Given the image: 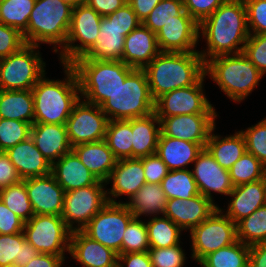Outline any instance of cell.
<instances>
[{
    "label": "cell",
    "instance_id": "4fadbf2b",
    "mask_svg": "<svg viewBox=\"0 0 266 267\" xmlns=\"http://www.w3.org/2000/svg\"><path fill=\"white\" fill-rule=\"evenodd\" d=\"M133 218L134 215L125 203L108 202L82 231L119 255L124 232Z\"/></svg>",
    "mask_w": 266,
    "mask_h": 267
},
{
    "label": "cell",
    "instance_id": "ac0fdd59",
    "mask_svg": "<svg viewBox=\"0 0 266 267\" xmlns=\"http://www.w3.org/2000/svg\"><path fill=\"white\" fill-rule=\"evenodd\" d=\"M193 163L194 168L191 172L201 195L212 202L215 201L213 193L229 196L234 188L229 170L221 167L205 148Z\"/></svg>",
    "mask_w": 266,
    "mask_h": 267
},
{
    "label": "cell",
    "instance_id": "7c38bea8",
    "mask_svg": "<svg viewBox=\"0 0 266 267\" xmlns=\"http://www.w3.org/2000/svg\"><path fill=\"white\" fill-rule=\"evenodd\" d=\"M23 232L39 253L65 256L69 252L72 231L61 216L34 214L24 223Z\"/></svg>",
    "mask_w": 266,
    "mask_h": 267
},
{
    "label": "cell",
    "instance_id": "9f6ffc18",
    "mask_svg": "<svg viewBox=\"0 0 266 267\" xmlns=\"http://www.w3.org/2000/svg\"><path fill=\"white\" fill-rule=\"evenodd\" d=\"M21 180L22 179L10 161L9 156L6 152L0 151V190L16 184Z\"/></svg>",
    "mask_w": 266,
    "mask_h": 267
},
{
    "label": "cell",
    "instance_id": "30bf717a",
    "mask_svg": "<svg viewBox=\"0 0 266 267\" xmlns=\"http://www.w3.org/2000/svg\"><path fill=\"white\" fill-rule=\"evenodd\" d=\"M191 258L200 262L208 254L237 241L236 224L218 207L207 219L190 231Z\"/></svg>",
    "mask_w": 266,
    "mask_h": 267
},
{
    "label": "cell",
    "instance_id": "be15d7a7",
    "mask_svg": "<svg viewBox=\"0 0 266 267\" xmlns=\"http://www.w3.org/2000/svg\"><path fill=\"white\" fill-rule=\"evenodd\" d=\"M61 1L70 5L72 8L76 7L79 4L85 3V0H61Z\"/></svg>",
    "mask_w": 266,
    "mask_h": 267
},
{
    "label": "cell",
    "instance_id": "f6af8a7d",
    "mask_svg": "<svg viewBox=\"0 0 266 267\" xmlns=\"http://www.w3.org/2000/svg\"><path fill=\"white\" fill-rule=\"evenodd\" d=\"M133 218L126 227L122 239L121 254L145 252L150 249L146 221Z\"/></svg>",
    "mask_w": 266,
    "mask_h": 267
},
{
    "label": "cell",
    "instance_id": "8992f818",
    "mask_svg": "<svg viewBox=\"0 0 266 267\" xmlns=\"http://www.w3.org/2000/svg\"><path fill=\"white\" fill-rule=\"evenodd\" d=\"M72 9L61 0H36L22 33L26 44H53L55 53L61 50L68 37Z\"/></svg>",
    "mask_w": 266,
    "mask_h": 267
},
{
    "label": "cell",
    "instance_id": "8fae6325",
    "mask_svg": "<svg viewBox=\"0 0 266 267\" xmlns=\"http://www.w3.org/2000/svg\"><path fill=\"white\" fill-rule=\"evenodd\" d=\"M101 18L102 16L86 3L72 9L65 46L57 52L60 53L59 59L62 64H71L92 48L100 31Z\"/></svg>",
    "mask_w": 266,
    "mask_h": 267
},
{
    "label": "cell",
    "instance_id": "681fc988",
    "mask_svg": "<svg viewBox=\"0 0 266 267\" xmlns=\"http://www.w3.org/2000/svg\"><path fill=\"white\" fill-rule=\"evenodd\" d=\"M248 57L264 76L266 74V34H250L243 48Z\"/></svg>",
    "mask_w": 266,
    "mask_h": 267
},
{
    "label": "cell",
    "instance_id": "bcb514c9",
    "mask_svg": "<svg viewBox=\"0 0 266 267\" xmlns=\"http://www.w3.org/2000/svg\"><path fill=\"white\" fill-rule=\"evenodd\" d=\"M32 124L0 118V151L5 152L31 136Z\"/></svg>",
    "mask_w": 266,
    "mask_h": 267
},
{
    "label": "cell",
    "instance_id": "ffe728a7",
    "mask_svg": "<svg viewBox=\"0 0 266 267\" xmlns=\"http://www.w3.org/2000/svg\"><path fill=\"white\" fill-rule=\"evenodd\" d=\"M34 214L61 216L64 208V189L50 173L24 179Z\"/></svg>",
    "mask_w": 266,
    "mask_h": 267
},
{
    "label": "cell",
    "instance_id": "e575fe53",
    "mask_svg": "<svg viewBox=\"0 0 266 267\" xmlns=\"http://www.w3.org/2000/svg\"><path fill=\"white\" fill-rule=\"evenodd\" d=\"M39 252L26 239L24 232L17 234H0V267L16 263L25 266Z\"/></svg>",
    "mask_w": 266,
    "mask_h": 267
},
{
    "label": "cell",
    "instance_id": "c3c4849f",
    "mask_svg": "<svg viewBox=\"0 0 266 267\" xmlns=\"http://www.w3.org/2000/svg\"><path fill=\"white\" fill-rule=\"evenodd\" d=\"M147 252L153 267H183L187 258L180 244L166 248H150Z\"/></svg>",
    "mask_w": 266,
    "mask_h": 267
},
{
    "label": "cell",
    "instance_id": "4dcf8cb0",
    "mask_svg": "<svg viewBox=\"0 0 266 267\" xmlns=\"http://www.w3.org/2000/svg\"><path fill=\"white\" fill-rule=\"evenodd\" d=\"M215 129L216 126L209 135L205 149L221 167L229 170L247 152L245 138L240 130L233 135L222 137L213 133Z\"/></svg>",
    "mask_w": 266,
    "mask_h": 267
},
{
    "label": "cell",
    "instance_id": "94428289",
    "mask_svg": "<svg viewBox=\"0 0 266 267\" xmlns=\"http://www.w3.org/2000/svg\"><path fill=\"white\" fill-rule=\"evenodd\" d=\"M160 1L161 0H127V3L132 7L137 18L143 22Z\"/></svg>",
    "mask_w": 266,
    "mask_h": 267
},
{
    "label": "cell",
    "instance_id": "f5cc1de1",
    "mask_svg": "<svg viewBox=\"0 0 266 267\" xmlns=\"http://www.w3.org/2000/svg\"><path fill=\"white\" fill-rule=\"evenodd\" d=\"M184 10L198 23L208 18L226 0H182Z\"/></svg>",
    "mask_w": 266,
    "mask_h": 267
},
{
    "label": "cell",
    "instance_id": "9c48e42d",
    "mask_svg": "<svg viewBox=\"0 0 266 267\" xmlns=\"http://www.w3.org/2000/svg\"><path fill=\"white\" fill-rule=\"evenodd\" d=\"M38 45H24L16 53L0 59V90H31L45 74Z\"/></svg>",
    "mask_w": 266,
    "mask_h": 267
},
{
    "label": "cell",
    "instance_id": "5b68a950",
    "mask_svg": "<svg viewBox=\"0 0 266 267\" xmlns=\"http://www.w3.org/2000/svg\"><path fill=\"white\" fill-rule=\"evenodd\" d=\"M80 96L88 103L101 106L134 70L123 61L75 60Z\"/></svg>",
    "mask_w": 266,
    "mask_h": 267
},
{
    "label": "cell",
    "instance_id": "603a6c76",
    "mask_svg": "<svg viewBox=\"0 0 266 267\" xmlns=\"http://www.w3.org/2000/svg\"><path fill=\"white\" fill-rule=\"evenodd\" d=\"M84 267H117L118 254L91 239L82 230L71 232L69 252Z\"/></svg>",
    "mask_w": 266,
    "mask_h": 267
},
{
    "label": "cell",
    "instance_id": "7bdbcfd3",
    "mask_svg": "<svg viewBox=\"0 0 266 267\" xmlns=\"http://www.w3.org/2000/svg\"><path fill=\"white\" fill-rule=\"evenodd\" d=\"M266 167L252 154L246 152L229 169L234 187L264 178Z\"/></svg>",
    "mask_w": 266,
    "mask_h": 267
},
{
    "label": "cell",
    "instance_id": "d4e9b609",
    "mask_svg": "<svg viewBox=\"0 0 266 267\" xmlns=\"http://www.w3.org/2000/svg\"><path fill=\"white\" fill-rule=\"evenodd\" d=\"M30 137L51 164L72 150L66 125L34 123Z\"/></svg>",
    "mask_w": 266,
    "mask_h": 267
},
{
    "label": "cell",
    "instance_id": "cb8c5ba5",
    "mask_svg": "<svg viewBox=\"0 0 266 267\" xmlns=\"http://www.w3.org/2000/svg\"><path fill=\"white\" fill-rule=\"evenodd\" d=\"M123 62L144 69L161 51L156 34L142 23L125 37Z\"/></svg>",
    "mask_w": 266,
    "mask_h": 267
},
{
    "label": "cell",
    "instance_id": "f546056e",
    "mask_svg": "<svg viewBox=\"0 0 266 267\" xmlns=\"http://www.w3.org/2000/svg\"><path fill=\"white\" fill-rule=\"evenodd\" d=\"M72 151L99 181L106 183L117 159L105 140L79 144Z\"/></svg>",
    "mask_w": 266,
    "mask_h": 267
},
{
    "label": "cell",
    "instance_id": "74e56055",
    "mask_svg": "<svg viewBox=\"0 0 266 267\" xmlns=\"http://www.w3.org/2000/svg\"><path fill=\"white\" fill-rule=\"evenodd\" d=\"M150 248H166L180 244L183 231L166 216H153L146 222Z\"/></svg>",
    "mask_w": 266,
    "mask_h": 267
},
{
    "label": "cell",
    "instance_id": "03108f58",
    "mask_svg": "<svg viewBox=\"0 0 266 267\" xmlns=\"http://www.w3.org/2000/svg\"><path fill=\"white\" fill-rule=\"evenodd\" d=\"M264 182H265V186H266V172H265V175H264Z\"/></svg>",
    "mask_w": 266,
    "mask_h": 267
},
{
    "label": "cell",
    "instance_id": "f907efd6",
    "mask_svg": "<svg viewBox=\"0 0 266 267\" xmlns=\"http://www.w3.org/2000/svg\"><path fill=\"white\" fill-rule=\"evenodd\" d=\"M250 34H266V0H243Z\"/></svg>",
    "mask_w": 266,
    "mask_h": 267
},
{
    "label": "cell",
    "instance_id": "b9f144b4",
    "mask_svg": "<svg viewBox=\"0 0 266 267\" xmlns=\"http://www.w3.org/2000/svg\"><path fill=\"white\" fill-rule=\"evenodd\" d=\"M0 199L24 222H27L34 215V210L28 198L24 180L1 189Z\"/></svg>",
    "mask_w": 266,
    "mask_h": 267
},
{
    "label": "cell",
    "instance_id": "52a82bcc",
    "mask_svg": "<svg viewBox=\"0 0 266 267\" xmlns=\"http://www.w3.org/2000/svg\"><path fill=\"white\" fill-rule=\"evenodd\" d=\"M100 107L109 120H129L152 114L155 100L150 92L146 72L134 69Z\"/></svg>",
    "mask_w": 266,
    "mask_h": 267
},
{
    "label": "cell",
    "instance_id": "6f0895ef",
    "mask_svg": "<svg viewBox=\"0 0 266 267\" xmlns=\"http://www.w3.org/2000/svg\"><path fill=\"white\" fill-rule=\"evenodd\" d=\"M117 263V267H153L147 251L119 254Z\"/></svg>",
    "mask_w": 266,
    "mask_h": 267
},
{
    "label": "cell",
    "instance_id": "91938a15",
    "mask_svg": "<svg viewBox=\"0 0 266 267\" xmlns=\"http://www.w3.org/2000/svg\"><path fill=\"white\" fill-rule=\"evenodd\" d=\"M66 257L39 253L23 267H62Z\"/></svg>",
    "mask_w": 266,
    "mask_h": 267
},
{
    "label": "cell",
    "instance_id": "44dd1931",
    "mask_svg": "<svg viewBox=\"0 0 266 267\" xmlns=\"http://www.w3.org/2000/svg\"><path fill=\"white\" fill-rule=\"evenodd\" d=\"M112 183L111 189H106L107 201L116 202V198L122 195L132 196L146 183L142 158L119 159L106 181V185ZM110 190V191H109ZM112 196V197H111ZM114 197V198H113Z\"/></svg>",
    "mask_w": 266,
    "mask_h": 267
},
{
    "label": "cell",
    "instance_id": "680465c9",
    "mask_svg": "<svg viewBox=\"0 0 266 267\" xmlns=\"http://www.w3.org/2000/svg\"><path fill=\"white\" fill-rule=\"evenodd\" d=\"M100 16L105 17L127 3V0H85Z\"/></svg>",
    "mask_w": 266,
    "mask_h": 267
},
{
    "label": "cell",
    "instance_id": "11a10c76",
    "mask_svg": "<svg viewBox=\"0 0 266 267\" xmlns=\"http://www.w3.org/2000/svg\"><path fill=\"white\" fill-rule=\"evenodd\" d=\"M24 223L0 199V234L7 235L23 232Z\"/></svg>",
    "mask_w": 266,
    "mask_h": 267
},
{
    "label": "cell",
    "instance_id": "d6a6232c",
    "mask_svg": "<svg viewBox=\"0 0 266 267\" xmlns=\"http://www.w3.org/2000/svg\"><path fill=\"white\" fill-rule=\"evenodd\" d=\"M125 203L135 218L144 216L164 215L167 198L160 184L145 183L127 202Z\"/></svg>",
    "mask_w": 266,
    "mask_h": 267
},
{
    "label": "cell",
    "instance_id": "d6986e66",
    "mask_svg": "<svg viewBox=\"0 0 266 267\" xmlns=\"http://www.w3.org/2000/svg\"><path fill=\"white\" fill-rule=\"evenodd\" d=\"M199 24L184 10L177 20L164 24L156 34L161 52L196 51Z\"/></svg>",
    "mask_w": 266,
    "mask_h": 267
},
{
    "label": "cell",
    "instance_id": "6da1fadb",
    "mask_svg": "<svg viewBox=\"0 0 266 267\" xmlns=\"http://www.w3.org/2000/svg\"><path fill=\"white\" fill-rule=\"evenodd\" d=\"M198 33L207 43L206 50L198 51L205 63L217 56L242 53L250 35L244 1L226 0L199 24Z\"/></svg>",
    "mask_w": 266,
    "mask_h": 267
},
{
    "label": "cell",
    "instance_id": "1f68e13d",
    "mask_svg": "<svg viewBox=\"0 0 266 267\" xmlns=\"http://www.w3.org/2000/svg\"><path fill=\"white\" fill-rule=\"evenodd\" d=\"M132 158H142L156 153L160 135V120L152 114L132 119Z\"/></svg>",
    "mask_w": 266,
    "mask_h": 267
},
{
    "label": "cell",
    "instance_id": "d590c367",
    "mask_svg": "<svg viewBox=\"0 0 266 267\" xmlns=\"http://www.w3.org/2000/svg\"><path fill=\"white\" fill-rule=\"evenodd\" d=\"M132 135V119L108 121L104 140L117 160L132 158Z\"/></svg>",
    "mask_w": 266,
    "mask_h": 267
},
{
    "label": "cell",
    "instance_id": "816d5d0a",
    "mask_svg": "<svg viewBox=\"0 0 266 267\" xmlns=\"http://www.w3.org/2000/svg\"><path fill=\"white\" fill-rule=\"evenodd\" d=\"M24 45L26 42L18 29L0 22V59L16 53Z\"/></svg>",
    "mask_w": 266,
    "mask_h": 267
},
{
    "label": "cell",
    "instance_id": "836d02e7",
    "mask_svg": "<svg viewBox=\"0 0 266 267\" xmlns=\"http://www.w3.org/2000/svg\"><path fill=\"white\" fill-rule=\"evenodd\" d=\"M0 118L34 124L32 90H0Z\"/></svg>",
    "mask_w": 266,
    "mask_h": 267
},
{
    "label": "cell",
    "instance_id": "60d3db41",
    "mask_svg": "<svg viewBox=\"0 0 266 267\" xmlns=\"http://www.w3.org/2000/svg\"><path fill=\"white\" fill-rule=\"evenodd\" d=\"M36 0H4L0 2V22L23 33Z\"/></svg>",
    "mask_w": 266,
    "mask_h": 267
},
{
    "label": "cell",
    "instance_id": "6125c7cd",
    "mask_svg": "<svg viewBox=\"0 0 266 267\" xmlns=\"http://www.w3.org/2000/svg\"><path fill=\"white\" fill-rule=\"evenodd\" d=\"M248 267H266V242L250 246Z\"/></svg>",
    "mask_w": 266,
    "mask_h": 267
},
{
    "label": "cell",
    "instance_id": "7a4b0ae2",
    "mask_svg": "<svg viewBox=\"0 0 266 267\" xmlns=\"http://www.w3.org/2000/svg\"><path fill=\"white\" fill-rule=\"evenodd\" d=\"M143 70L156 100L167 92L195 85L205 75V62L198 50L160 52Z\"/></svg>",
    "mask_w": 266,
    "mask_h": 267
},
{
    "label": "cell",
    "instance_id": "5bb4252c",
    "mask_svg": "<svg viewBox=\"0 0 266 267\" xmlns=\"http://www.w3.org/2000/svg\"><path fill=\"white\" fill-rule=\"evenodd\" d=\"M105 186V182L98 181L95 185L65 192L61 217L71 231L82 230L108 203Z\"/></svg>",
    "mask_w": 266,
    "mask_h": 267
},
{
    "label": "cell",
    "instance_id": "f35d334b",
    "mask_svg": "<svg viewBox=\"0 0 266 267\" xmlns=\"http://www.w3.org/2000/svg\"><path fill=\"white\" fill-rule=\"evenodd\" d=\"M160 185L167 200L190 199L200 194L190 169L168 171Z\"/></svg>",
    "mask_w": 266,
    "mask_h": 267
},
{
    "label": "cell",
    "instance_id": "4316f807",
    "mask_svg": "<svg viewBox=\"0 0 266 267\" xmlns=\"http://www.w3.org/2000/svg\"><path fill=\"white\" fill-rule=\"evenodd\" d=\"M5 152L22 180L51 173L52 164L37 149L31 137Z\"/></svg>",
    "mask_w": 266,
    "mask_h": 267
},
{
    "label": "cell",
    "instance_id": "484cf974",
    "mask_svg": "<svg viewBox=\"0 0 266 267\" xmlns=\"http://www.w3.org/2000/svg\"><path fill=\"white\" fill-rule=\"evenodd\" d=\"M230 196L233 198H230V203L224 214L237 224L258 208L266 205V186L264 179L236 186L229 194Z\"/></svg>",
    "mask_w": 266,
    "mask_h": 267
},
{
    "label": "cell",
    "instance_id": "7402d4cb",
    "mask_svg": "<svg viewBox=\"0 0 266 267\" xmlns=\"http://www.w3.org/2000/svg\"><path fill=\"white\" fill-rule=\"evenodd\" d=\"M219 206L199 194L190 199L167 200L164 216L171 219L182 230L189 232L207 219Z\"/></svg>",
    "mask_w": 266,
    "mask_h": 267
},
{
    "label": "cell",
    "instance_id": "e7e4bbea",
    "mask_svg": "<svg viewBox=\"0 0 266 267\" xmlns=\"http://www.w3.org/2000/svg\"><path fill=\"white\" fill-rule=\"evenodd\" d=\"M2 267H20V266H18L16 263H12V264H7V265L2 266Z\"/></svg>",
    "mask_w": 266,
    "mask_h": 267
},
{
    "label": "cell",
    "instance_id": "ba28073f",
    "mask_svg": "<svg viewBox=\"0 0 266 267\" xmlns=\"http://www.w3.org/2000/svg\"><path fill=\"white\" fill-rule=\"evenodd\" d=\"M142 22L126 3L115 12L102 17L100 31L92 48L76 60L123 61L125 37Z\"/></svg>",
    "mask_w": 266,
    "mask_h": 267
},
{
    "label": "cell",
    "instance_id": "9a60e30c",
    "mask_svg": "<svg viewBox=\"0 0 266 267\" xmlns=\"http://www.w3.org/2000/svg\"><path fill=\"white\" fill-rule=\"evenodd\" d=\"M204 75L195 85L167 92L155 100L158 118L187 114H217L203 91Z\"/></svg>",
    "mask_w": 266,
    "mask_h": 267
},
{
    "label": "cell",
    "instance_id": "277c9868",
    "mask_svg": "<svg viewBox=\"0 0 266 267\" xmlns=\"http://www.w3.org/2000/svg\"><path fill=\"white\" fill-rule=\"evenodd\" d=\"M205 75L210 76L229 99L239 103L250 95L263 77L243 52L209 59L205 63Z\"/></svg>",
    "mask_w": 266,
    "mask_h": 267
},
{
    "label": "cell",
    "instance_id": "f1b7e54d",
    "mask_svg": "<svg viewBox=\"0 0 266 267\" xmlns=\"http://www.w3.org/2000/svg\"><path fill=\"white\" fill-rule=\"evenodd\" d=\"M203 150L199 143L167 137L160 132L156 154L166 164L169 171L188 169Z\"/></svg>",
    "mask_w": 266,
    "mask_h": 267
},
{
    "label": "cell",
    "instance_id": "ee69618b",
    "mask_svg": "<svg viewBox=\"0 0 266 267\" xmlns=\"http://www.w3.org/2000/svg\"><path fill=\"white\" fill-rule=\"evenodd\" d=\"M183 11L184 4L182 0H161L142 24L157 34L164 24L171 20H177V16Z\"/></svg>",
    "mask_w": 266,
    "mask_h": 267
},
{
    "label": "cell",
    "instance_id": "8d00e7d4",
    "mask_svg": "<svg viewBox=\"0 0 266 267\" xmlns=\"http://www.w3.org/2000/svg\"><path fill=\"white\" fill-rule=\"evenodd\" d=\"M250 246L237 240L205 256L198 264L202 267H248Z\"/></svg>",
    "mask_w": 266,
    "mask_h": 267
},
{
    "label": "cell",
    "instance_id": "db71d44e",
    "mask_svg": "<svg viewBox=\"0 0 266 267\" xmlns=\"http://www.w3.org/2000/svg\"><path fill=\"white\" fill-rule=\"evenodd\" d=\"M143 168L146 183L154 184H160L169 171L156 153L143 157Z\"/></svg>",
    "mask_w": 266,
    "mask_h": 267
},
{
    "label": "cell",
    "instance_id": "e0dca14e",
    "mask_svg": "<svg viewBox=\"0 0 266 267\" xmlns=\"http://www.w3.org/2000/svg\"><path fill=\"white\" fill-rule=\"evenodd\" d=\"M216 118L217 114H185L158 119L163 135L199 143L205 148L209 135L216 126Z\"/></svg>",
    "mask_w": 266,
    "mask_h": 267
},
{
    "label": "cell",
    "instance_id": "3957f363",
    "mask_svg": "<svg viewBox=\"0 0 266 267\" xmlns=\"http://www.w3.org/2000/svg\"><path fill=\"white\" fill-rule=\"evenodd\" d=\"M63 80L46 78V73L31 89L34 97V123L66 125L74 105L80 100L79 82L70 64H62Z\"/></svg>",
    "mask_w": 266,
    "mask_h": 267
},
{
    "label": "cell",
    "instance_id": "83f0119b",
    "mask_svg": "<svg viewBox=\"0 0 266 267\" xmlns=\"http://www.w3.org/2000/svg\"><path fill=\"white\" fill-rule=\"evenodd\" d=\"M51 174L65 192L95 185L99 181L72 150L52 163Z\"/></svg>",
    "mask_w": 266,
    "mask_h": 267
},
{
    "label": "cell",
    "instance_id": "7dc6e473",
    "mask_svg": "<svg viewBox=\"0 0 266 267\" xmlns=\"http://www.w3.org/2000/svg\"><path fill=\"white\" fill-rule=\"evenodd\" d=\"M240 132L245 138L246 151L266 167V117Z\"/></svg>",
    "mask_w": 266,
    "mask_h": 267
},
{
    "label": "cell",
    "instance_id": "ab89813d",
    "mask_svg": "<svg viewBox=\"0 0 266 267\" xmlns=\"http://www.w3.org/2000/svg\"><path fill=\"white\" fill-rule=\"evenodd\" d=\"M237 240L245 245L266 242V205L258 208L236 224Z\"/></svg>",
    "mask_w": 266,
    "mask_h": 267
},
{
    "label": "cell",
    "instance_id": "2e32d148",
    "mask_svg": "<svg viewBox=\"0 0 266 267\" xmlns=\"http://www.w3.org/2000/svg\"><path fill=\"white\" fill-rule=\"evenodd\" d=\"M108 121L100 106L80 98L66 122L71 146L104 140Z\"/></svg>",
    "mask_w": 266,
    "mask_h": 267
}]
</instances>
